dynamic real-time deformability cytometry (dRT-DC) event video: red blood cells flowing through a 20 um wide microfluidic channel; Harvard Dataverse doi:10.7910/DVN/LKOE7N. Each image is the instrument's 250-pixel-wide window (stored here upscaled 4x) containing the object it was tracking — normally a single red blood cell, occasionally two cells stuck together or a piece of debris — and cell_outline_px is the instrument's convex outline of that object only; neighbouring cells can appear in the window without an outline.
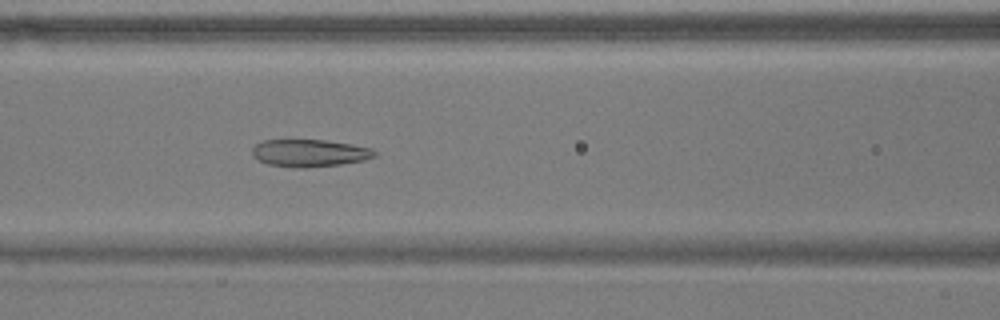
{"species": "common noctule bat (a hibernating species)", "species_latin": "Nyctalus noctula", "temperature_condition": "warm", "stored_images_in_passage": 55, "camera_frame_rate_fps": 3000, "um_per_image_px": 0.085, "animal": {"sex": "male", "body_mass_g": 17.9}, "frame": {"image": 1, "passage_image": 23, "time_ms": 7.333, "image_size_px": [1000, 320], "cell_outline_px": [[376, 156], [364, 160], [340, 164], [304, 168], [300, 168], [268, 164], [252, 156], [252, 148], [256, 144], [264, 140], [324, 140], [372, 148], [376, 152]], "centroid_in_image_um": [26.3, 13.01], "position_along_channel_um": 140.3, "area_um2": 19.31}}
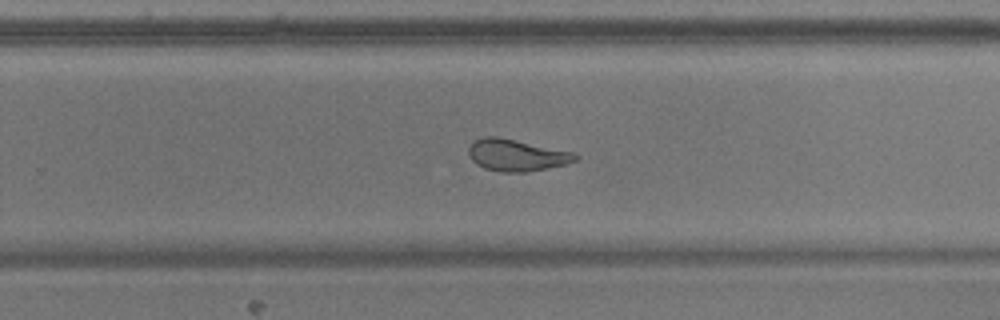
{"frame": {"image": 2, "passage_image": 35, "time_ms": 11.333, "image_size_px": [1000, 320], "cell_outline_px": [[580, 156], [576, 160], [564, 164], [548, 168], [524, 172], [500, 172], [484, 168], [476, 164], [468, 156], [468, 148], [476, 140], [484, 136], [496, 136], [516, 140], [572, 152]], "centroid_in_image_um": [43.87, 13.19], "position_along_channel_um": 285.9, "area_um2": 19.59}}
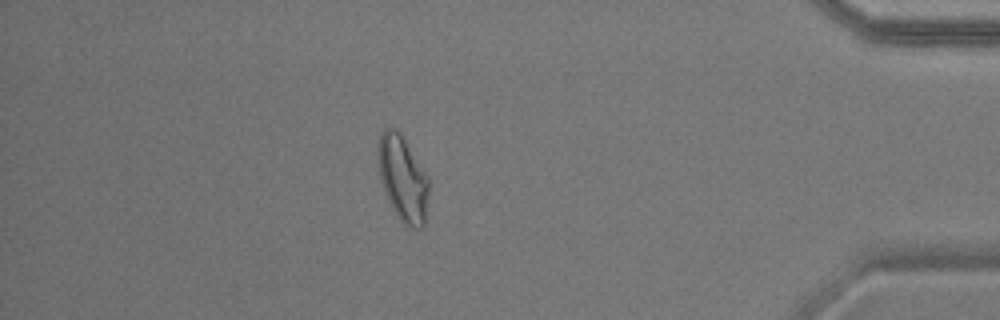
{"frame": {"image": 3, "passage_image": 48, "time_ms": 15.667, "image_size_px": [1000, 320], "cell_outline_px": [[428, 196], [424, 224], [420, 228], [412, 228], [404, 224], [396, 216], [384, 192], [380, 180], [376, 160], [376, 152], [380, 132], [384, 128], [392, 128], [400, 132], [428, 176]], "centroid_in_image_um": [34.19, 15.15], "position_along_channel_um": 401.0, "area_um2": 25.61}, "authors_computed_cell_mechanics": {"area_um2": 23.8136, "velocity_mm_per_s": 3.6509, "shape_relaxation_time_tau1_ms": null, "shape_relaxation_time_tau2_ms": 2.0888, "deformation_change_tau1": null, "deformation_change_tau2": 0.0905}}